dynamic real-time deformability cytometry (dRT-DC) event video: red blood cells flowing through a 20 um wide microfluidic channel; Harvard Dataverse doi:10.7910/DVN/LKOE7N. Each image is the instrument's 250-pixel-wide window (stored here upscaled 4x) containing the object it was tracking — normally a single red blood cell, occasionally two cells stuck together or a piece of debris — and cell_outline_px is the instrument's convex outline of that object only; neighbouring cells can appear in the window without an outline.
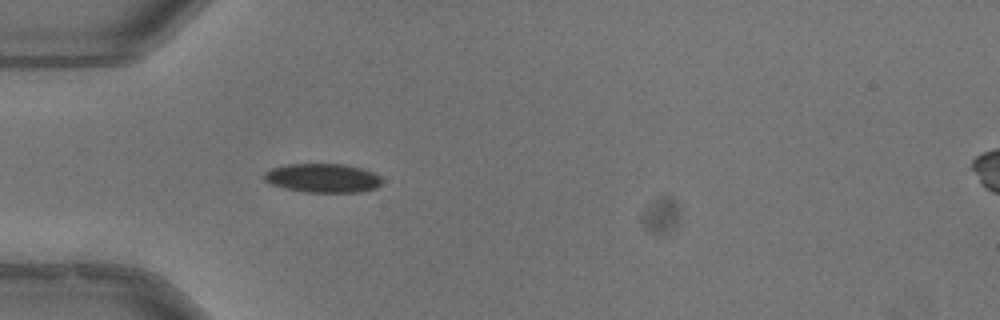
{"species": "common noctule bat (a hibernating species)", "species_latin": "Nyctalus noctula", "temperature_condition": "warm", "stored_images_in_passage": 24, "camera_frame_rate_fps": 3000, "um_per_image_px": 0.085, "animal": {"sex": "male", "body_mass_g": 13.3}, "frame": {"image": 1, "passage_image": 4, "time_ms": 1.0, "image_size_px": [1000, 320], "cell_outline_px": [[384, 180], [376, 188], [360, 192], [304, 192], [284, 188], [272, 184], [264, 180], [264, 172], [272, 168], [288, 164], [344, 164], [360, 168], [372, 172], [380, 176]], "centroid_in_image_um": [27.44, 15.14], "position_along_channel_um": 57.6, "area_um2": 19.88}}
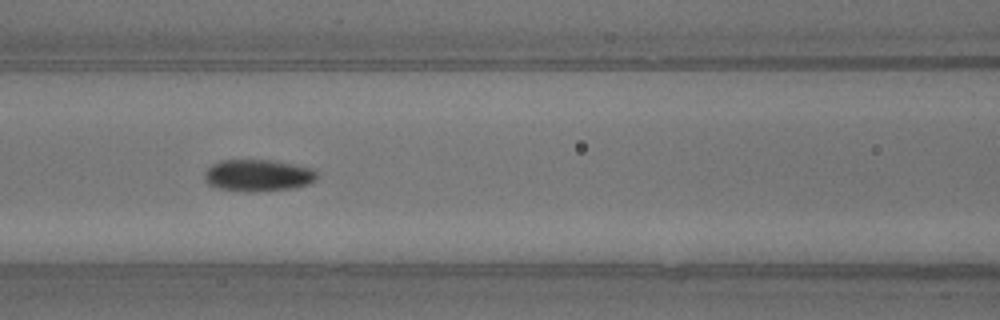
{"frame": {"image": 2, "passage_image": 11, "time_ms": 3.333, "image_size_px": [1000, 320], "cell_outline_px": [[316, 180], [308, 184], [296, 188], [252, 192], [244, 192], [220, 188], [208, 184], [204, 180], [204, 172], [212, 164], [220, 160], [272, 160], [316, 168]], "centroid_in_image_um": [21.95, 14.91], "position_along_channel_um": 144.7, "area_um2": 21.15}}